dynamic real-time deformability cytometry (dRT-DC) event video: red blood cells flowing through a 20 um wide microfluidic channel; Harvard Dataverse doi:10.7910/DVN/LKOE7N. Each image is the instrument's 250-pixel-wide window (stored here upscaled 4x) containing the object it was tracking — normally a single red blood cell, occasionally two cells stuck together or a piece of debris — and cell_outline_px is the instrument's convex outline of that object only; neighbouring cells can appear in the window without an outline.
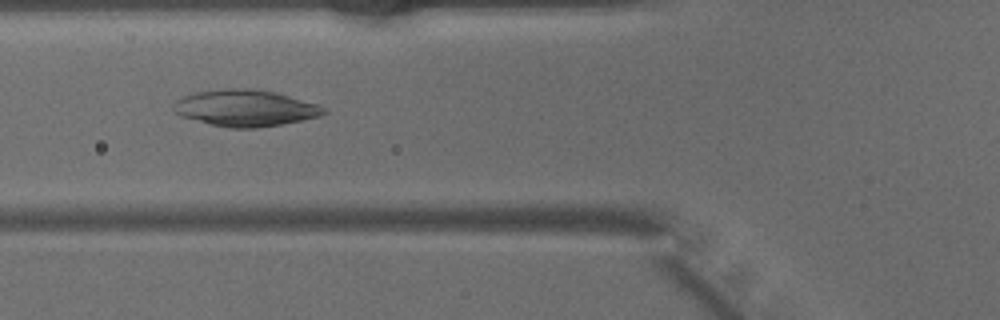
{"species": "common noctule bat (a hibernating species)", "species_latin": "Nyctalus noctula", "temperature_condition": "warm", "stored_images_in_passage": 42, "camera_frame_rate_fps": 3000, "um_per_image_px": 0.085, "animal": {"sex": "male", "body_mass_g": 15.6}, "frame": {"image": 1, "passage_image": 13, "time_ms": 4.0, "image_size_px": [1000, 320], "cell_outline_px": [[328, 112], [320, 116], [280, 124], [256, 128], [228, 128], [180, 116], [172, 112], [172, 104], [176, 100], [184, 96], [196, 92], [224, 88], [248, 88], [276, 92], [316, 104], [328, 108]], "centroid_in_image_um": [20.82, 9.18], "position_along_channel_um": 105.0, "area_um2": 31.96}}
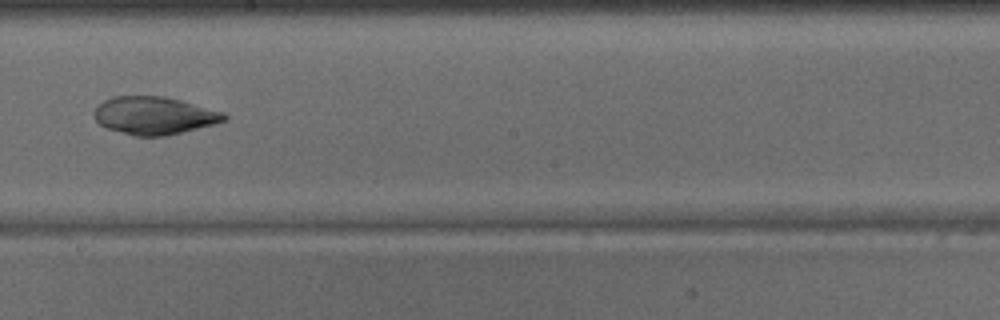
{"frame": {"image": 2, "passage_image": 22, "time_ms": 7.0, "image_size_px": [1000, 320], "cell_outline_px": [[228, 116], [224, 120], [212, 124], [168, 136], [132, 136], [104, 128], [96, 120], [92, 112], [104, 100], [112, 96], [164, 96], [180, 100], [224, 112]], "centroid_in_image_um": [13.06, 9.83], "position_along_channel_um": 235.1, "area_um2": 28.67}}
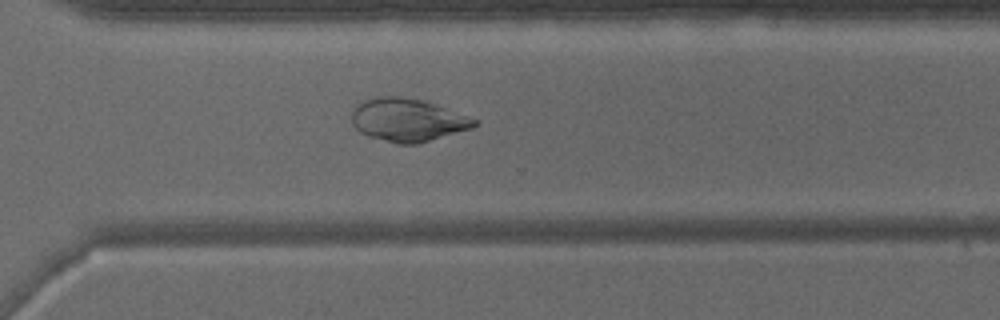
{"frame": {"image": 3, "passage_image": 29, "time_ms": 9.333, "image_size_px": [1000, 320], "cell_outline_px": [[480, 120], [472, 128], [416, 144], [400, 144], [368, 136], [360, 132], [352, 124], [352, 108], [356, 104], [364, 100], [376, 96], [400, 96], [424, 100]], "centroid_in_image_um": [34.63, 10.18], "position_along_channel_um": 336.0, "area_um2": 30.75}}